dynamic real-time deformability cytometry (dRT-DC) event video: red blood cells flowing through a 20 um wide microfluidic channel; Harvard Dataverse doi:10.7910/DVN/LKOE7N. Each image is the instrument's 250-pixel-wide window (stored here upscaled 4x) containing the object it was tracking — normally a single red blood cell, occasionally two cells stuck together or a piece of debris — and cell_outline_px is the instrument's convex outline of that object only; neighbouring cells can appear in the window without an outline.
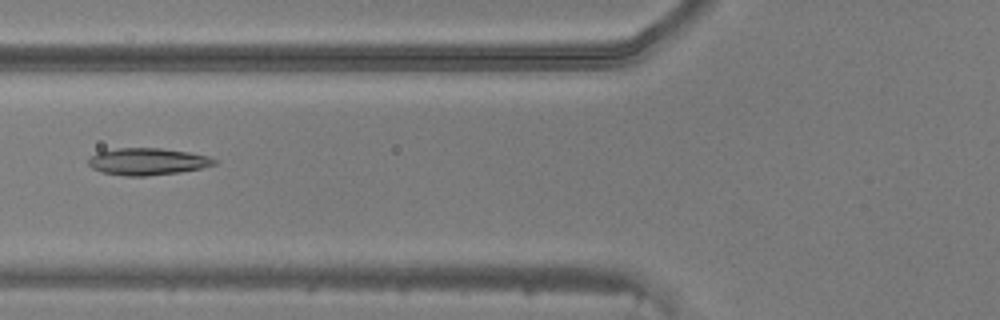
{"species": "common noctule bat (a hibernating species)", "species_latin": "Nyctalus noctula", "temperature_condition": "warm", "stored_images_in_passage": 46, "camera_frame_rate_fps": 3000, "um_per_image_px": 0.085, "animal": {"sex": "male", "body_mass_g": 20.5, "forearm_length_mm": 52.5}, "frame": {"image": 1, "passage_image": 17, "time_ms": 5.333, "image_size_px": [1000, 320], "cell_outline_px": [[216, 164], [200, 168], [180, 172], [144, 176], [124, 176], [100, 172], [92, 168], [88, 164], [88, 160], [96, 152], [116, 148], [160, 148], [188, 152], [208, 156], [216, 160]], "centroid_in_image_um": [12.49, 13.73], "position_along_channel_um": 113.3, "area_um2": 19.77}}
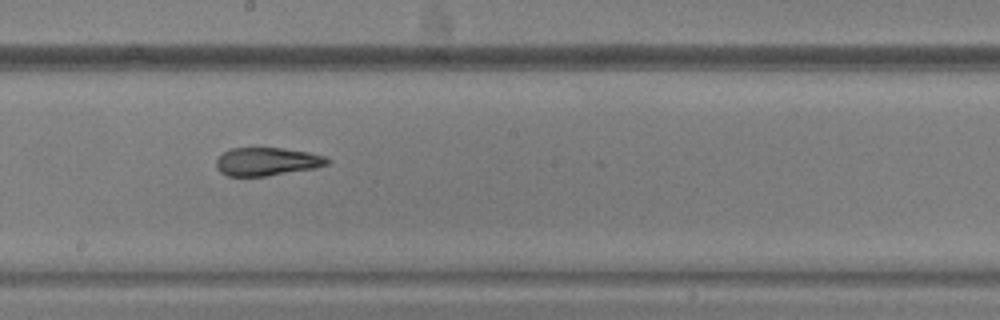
{"frame": {"image": 2, "passage_image": 25, "time_ms": 8.0, "image_size_px": [1000, 320], "cell_outline_px": [[332, 160], [328, 164], [316, 168], [264, 176], [228, 176], [220, 172], [216, 168], [216, 160], [224, 152], [232, 148], [280, 148], [308, 152], [324, 156]], "centroid_in_image_um": [22.7, 13.74], "position_along_channel_um": 225.5, "area_um2": 18.15}}
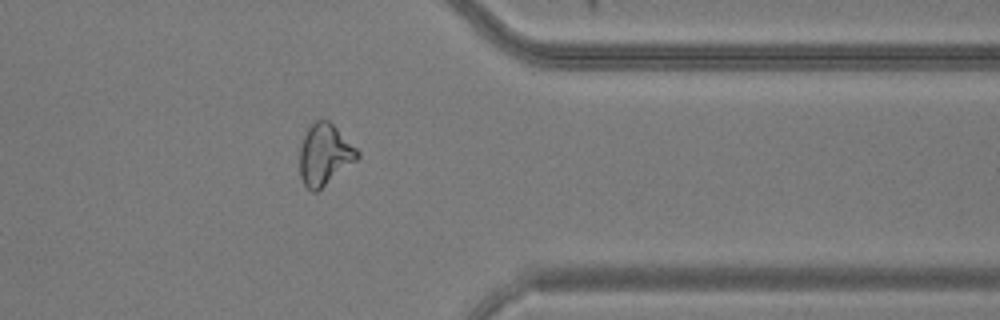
{"frame": {"image": 3, "passage_image": 37, "time_ms": 12.0, "image_size_px": [1000, 320], "cell_outline_px": [[360, 156], [356, 160], [316, 192], [312, 192], [304, 184], [300, 176], [300, 148], [304, 136], [308, 128], [316, 120], [328, 120], [360, 152]], "centroid_in_image_um": [27.58, 13.15], "position_along_channel_um": 383.8, "area_um2": 20.11}}